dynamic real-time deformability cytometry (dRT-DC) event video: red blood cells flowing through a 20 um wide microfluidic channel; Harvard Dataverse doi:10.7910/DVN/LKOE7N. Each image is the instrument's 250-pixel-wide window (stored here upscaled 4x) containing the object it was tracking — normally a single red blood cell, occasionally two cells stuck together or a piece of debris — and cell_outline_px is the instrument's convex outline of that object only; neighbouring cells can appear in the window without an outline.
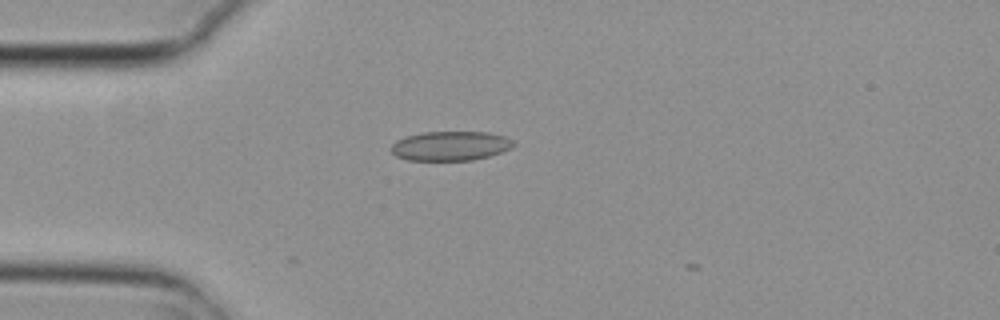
{"species": "common noctule bat (a hibernating species)", "species_latin": "Nyctalus noctula", "temperature_condition": "cold", "stored_images_in_passage": 7, "camera_frame_rate_fps": 3000, "um_per_image_px": 0.085, "animal": {"sex": "female", "body_mass_g": 29.2, "forearm_length_mm": 56.3}, "frame": {"image": 1, "passage_image": 5, "time_ms": 1.333, "image_size_px": [1000, 320], "cell_outline_px": [[516, 144], [512, 148], [488, 156], [472, 160], [408, 160], [396, 156], [388, 148], [396, 140], [408, 136], [424, 132], [488, 132], [504, 136], [512, 140]], "centroid_in_image_um": [38.28, 12.4], "position_along_channel_um": 46.7, "area_um2": 20.92}}